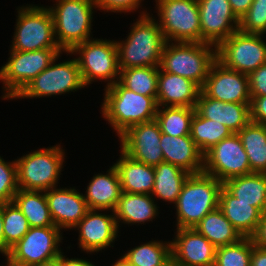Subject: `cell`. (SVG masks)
I'll list each match as a JSON object with an SVG mask.
<instances>
[{"label": "cell", "instance_id": "2", "mask_svg": "<svg viewBox=\"0 0 266 266\" xmlns=\"http://www.w3.org/2000/svg\"><path fill=\"white\" fill-rule=\"evenodd\" d=\"M131 27L125 41L116 42L120 70L159 67L166 40L158 21L146 12Z\"/></svg>", "mask_w": 266, "mask_h": 266}, {"label": "cell", "instance_id": "42", "mask_svg": "<svg viewBox=\"0 0 266 266\" xmlns=\"http://www.w3.org/2000/svg\"><path fill=\"white\" fill-rule=\"evenodd\" d=\"M142 0H94L96 8L111 12H130L136 10Z\"/></svg>", "mask_w": 266, "mask_h": 266}, {"label": "cell", "instance_id": "11", "mask_svg": "<svg viewBox=\"0 0 266 266\" xmlns=\"http://www.w3.org/2000/svg\"><path fill=\"white\" fill-rule=\"evenodd\" d=\"M56 226L30 227L5 255L6 266H32L58 257L62 235ZM59 244V245H58Z\"/></svg>", "mask_w": 266, "mask_h": 266}, {"label": "cell", "instance_id": "49", "mask_svg": "<svg viewBox=\"0 0 266 266\" xmlns=\"http://www.w3.org/2000/svg\"><path fill=\"white\" fill-rule=\"evenodd\" d=\"M32 266H59V256Z\"/></svg>", "mask_w": 266, "mask_h": 266}, {"label": "cell", "instance_id": "28", "mask_svg": "<svg viewBox=\"0 0 266 266\" xmlns=\"http://www.w3.org/2000/svg\"><path fill=\"white\" fill-rule=\"evenodd\" d=\"M155 199L149 194H132L122 192L116 209L114 210L117 225L123 223L135 224L152 221L158 215V209L154 204ZM120 219V220H119Z\"/></svg>", "mask_w": 266, "mask_h": 266}, {"label": "cell", "instance_id": "12", "mask_svg": "<svg viewBox=\"0 0 266 266\" xmlns=\"http://www.w3.org/2000/svg\"><path fill=\"white\" fill-rule=\"evenodd\" d=\"M263 37L237 30L217 46V60L229 69L248 75L266 63Z\"/></svg>", "mask_w": 266, "mask_h": 266}, {"label": "cell", "instance_id": "40", "mask_svg": "<svg viewBox=\"0 0 266 266\" xmlns=\"http://www.w3.org/2000/svg\"><path fill=\"white\" fill-rule=\"evenodd\" d=\"M18 189L16 161L5 162L0 156V204L13 202Z\"/></svg>", "mask_w": 266, "mask_h": 266}, {"label": "cell", "instance_id": "3", "mask_svg": "<svg viewBox=\"0 0 266 266\" xmlns=\"http://www.w3.org/2000/svg\"><path fill=\"white\" fill-rule=\"evenodd\" d=\"M223 183L204 172L190 174L175 203L177 228H194L209 212L219 207Z\"/></svg>", "mask_w": 266, "mask_h": 266}, {"label": "cell", "instance_id": "26", "mask_svg": "<svg viewBox=\"0 0 266 266\" xmlns=\"http://www.w3.org/2000/svg\"><path fill=\"white\" fill-rule=\"evenodd\" d=\"M219 208L243 237H251L255 233L263 214L249 203L239 201L224 187L220 190Z\"/></svg>", "mask_w": 266, "mask_h": 266}, {"label": "cell", "instance_id": "31", "mask_svg": "<svg viewBox=\"0 0 266 266\" xmlns=\"http://www.w3.org/2000/svg\"><path fill=\"white\" fill-rule=\"evenodd\" d=\"M44 193V194H43ZM18 189L13 202L28 220L30 227L55 226L50 215L45 191Z\"/></svg>", "mask_w": 266, "mask_h": 266}, {"label": "cell", "instance_id": "24", "mask_svg": "<svg viewBox=\"0 0 266 266\" xmlns=\"http://www.w3.org/2000/svg\"><path fill=\"white\" fill-rule=\"evenodd\" d=\"M107 174L93 176L87 186L84 199L90 210H114L122 194L121 182L114 165Z\"/></svg>", "mask_w": 266, "mask_h": 266}, {"label": "cell", "instance_id": "13", "mask_svg": "<svg viewBox=\"0 0 266 266\" xmlns=\"http://www.w3.org/2000/svg\"><path fill=\"white\" fill-rule=\"evenodd\" d=\"M59 56L60 54L45 70L29 82L15 99L49 97L84 88L77 59L55 64Z\"/></svg>", "mask_w": 266, "mask_h": 266}, {"label": "cell", "instance_id": "45", "mask_svg": "<svg viewBox=\"0 0 266 266\" xmlns=\"http://www.w3.org/2000/svg\"><path fill=\"white\" fill-rule=\"evenodd\" d=\"M232 9V12L240 20L243 15L249 10L253 3V0H228Z\"/></svg>", "mask_w": 266, "mask_h": 266}, {"label": "cell", "instance_id": "9", "mask_svg": "<svg viewBox=\"0 0 266 266\" xmlns=\"http://www.w3.org/2000/svg\"><path fill=\"white\" fill-rule=\"evenodd\" d=\"M67 53L80 55L76 59L85 86L97 79L110 81L106 87H110L118 81L120 69L116 41L90 39L77 44Z\"/></svg>", "mask_w": 266, "mask_h": 266}, {"label": "cell", "instance_id": "16", "mask_svg": "<svg viewBox=\"0 0 266 266\" xmlns=\"http://www.w3.org/2000/svg\"><path fill=\"white\" fill-rule=\"evenodd\" d=\"M197 3L201 43H209L217 47L238 30L239 19L232 12L228 0H197Z\"/></svg>", "mask_w": 266, "mask_h": 266}, {"label": "cell", "instance_id": "7", "mask_svg": "<svg viewBox=\"0 0 266 266\" xmlns=\"http://www.w3.org/2000/svg\"><path fill=\"white\" fill-rule=\"evenodd\" d=\"M18 10L11 50L31 52L61 49L56 41L53 18L47 7L30 5Z\"/></svg>", "mask_w": 266, "mask_h": 266}, {"label": "cell", "instance_id": "25", "mask_svg": "<svg viewBox=\"0 0 266 266\" xmlns=\"http://www.w3.org/2000/svg\"><path fill=\"white\" fill-rule=\"evenodd\" d=\"M120 156L114 167L119 175L122 192L150 195L154 186V166L133 160L122 150Z\"/></svg>", "mask_w": 266, "mask_h": 266}, {"label": "cell", "instance_id": "21", "mask_svg": "<svg viewBox=\"0 0 266 266\" xmlns=\"http://www.w3.org/2000/svg\"><path fill=\"white\" fill-rule=\"evenodd\" d=\"M195 111L203 118L225 125L232 133H238L250 121V103L222 102L207 97L200 91Z\"/></svg>", "mask_w": 266, "mask_h": 266}, {"label": "cell", "instance_id": "15", "mask_svg": "<svg viewBox=\"0 0 266 266\" xmlns=\"http://www.w3.org/2000/svg\"><path fill=\"white\" fill-rule=\"evenodd\" d=\"M161 128L156 120L131 126L119 138L121 150L133 160L150 166L164 162Z\"/></svg>", "mask_w": 266, "mask_h": 266}, {"label": "cell", "instance_id": "27", "mask_svg": "<svg viewBox=\"0 0 266 266\" xmlns=\"http://www.w3.org/2000/svg\"><path fill=\"white\" fill-rule=\"evenodd\" d=\"M223 187L239 201L249 203L262 213L266 211V173L234 177L225 181Z\"/></svg>", "mask_w": 266, "mask_h": 266}, {"label": "cell", "instance_id": "44", "mask_svg": "<svg viewBox=\"0 0 266 266\" xmlns=\"http://www.w3.org/2000/svg\"><path fill=\"white\" fill-rule=\"evenodd\" d=\"M251 239L257 247L266 249V211L262 214L261 220Z\"/></svg>", "mask_w": 266, "mask_h": 266}, {"label": "cell", "instance_id": "18", "mask_svg": "<svg viewBox=\"0 0 266 266\" xmlns=\"http://www.w3.org/2000/svg\"><path fill=\"white\" fill-rule=\"evenodd\" d=\"M171 255L177 266H214L216 247L195 228L177 229Z\"/></svg>", "mask_w": 266, "mask_h": 266}, {"label": "cell", "instance_id": "14", "mask_svg": "<svg viewBox=\"0 0 266 266\" xmlns=\"http://www.w3.org/2000/svg\"><path fill=\"white\" fill-rule=\"evenodd\" d=\"M203 172L222 183L252 173L246 151L237 133H232L204 154Z\"/></svg>", "mask_w": 266, "mask_h": 266}, {"label": "cell", "instance_id": "20", "mask_svg": "<svg viewBox=\"0 0 266 266\" xmlns=\"http://www.w3.org/2000/svg\"><path fill=\"white\" fill-rule=\"evenodd\" d=\"M53 223L59 229L76 226L89 210L84 199L75 188L56 189L45 191Z\"/></svg>", "mask_w": 266, "mask_h": 266}, {"label": "cell", "instance_id": "36", "mask_svg": "<svg viewBox=\"0 0 266 266\" xmlns=\"http://www.w3.org/2000/svg\"><path fill=\"white\" fill-rule=\"evenodd\" d=\"M159 67L120 70L118 82L128 90L145 96H157Z\"/></svg>", "mask_w": 266, "mask_h": 266}, {"label": "cell", "instance_id": "19", "mask_svg": "<svg viewBox=\"0 0 266 266\" xmlns=\"http://www.w3.org/2000/svg\"><path fill=\"white\" fill-rule=\"evenodd\" d=\"M113 215L98 213L97 210H88L81 221L74 226L79 231V247L83 251L98 252L112 246L118 235V225Z\"/></svg>", "mask_w": 266, "mask_h": 266}, {"label": "cell", "instance_id": "32", "mask_svg": "<svg viewBox=\"0 0 266 266\" xmlns=\"http://www.w3.org/2000/svg\"><path fill=\"white\" fill-rule=\"evenodd\" d=\"M237 134L246 151L251 172L266 173V125L250 121Z\"/></svg>", "mask_w": 266, "mask_h": 266}, {"label": "cell", "instance_id": "10", "mask_svg": "<svg viewBox=\"0 0 266 266\" xmlns=\"http://www.w3.org/2000/svg\"><path fill=\"white\" fill-rule=\"evenodd\" d=\"M62 49H41L31 52L10 50L8 62L0 69L5 84L3 99H14L39 73L62 53Z\"/></svg>", "mask_w": 266, "mask_h": 266}, {"label": "cell", "instance_id": "6", "mask_svg": "<svg viewBox=\"0 0 266 266\" xmlns=\"http://www.w3.org/2000/svg\"><path fill=\"white\" fill-rule=\"evenodd\" d=\"M60 145L33 151L15 160L19 189L47 191L56 187L65 159Z\"/></svg>", "mask_w": 266, "mask_h": 266}, {"label": "cell", "instance_id": "43", "mask_svg": "<svg viewBox=\"0 0 266 266\" xmlns=\"http://www.w3.org/2000/svg\"><path fill=\"white\" fill-rule=\"evenodd\" d=\"M250 119L254 123L266 125V96L251 97Z\"/></svg>", "mask_w": 266, "mask_h": 266}, {"label": "cell", "instance_id": "30", "mask_svg": "<svg viewBox=\"0 0 266 266\" xmlns=\"http://www.w3.org/2000/svg\"><path fill=\"white\" fill-rule=\"evenodd\" d=\"M155 177L151 196H156L170 203H176L182 187L190 175L179 166L170 163H160L154 166Z\"/></svg>", "mask_w": 266, "mask_h": 266}, {"label": "cell", "instance_id": "23", "mask_svg": "<svg viewBox=\"0 0 266 266\" xmlns=\"http://www.w3.org/2000/svg\"><path fill=\"white\" fill-rule=\"evenodd\" d=\"M160 142L165 163L179 166L190 174L203 172L204 154L190 135L176 137L162 133Z\"/></svg>", "mask_w": 266, "mask_h": 266}, {"label": "cell", "instance_id": "5", "mask_svg": "<svg viewBox=\"0 0 266 266\" xmlns=\"http://www.w3.org/2000/svg\"><path fill=\"white\" fill-rule=\"evenodd\" d=\"M49 7L55 38L59 47L71 51L77 44L90 40L94 0H57Z\"/></svg>", "mask_w": 266, "mask_h": 266}, {"label": "cell", "instance_id": "39", "mask_svg": "<svg viewBox=\"0 0 266 266\" xmlns=\"http://www.w3.org/2000/svg\"><path fill=\"white\" fill-rule=\"evenodd\" d=\"M238 30L248 34L266 33V0H253L249 10L239 20Z\"/></svg>", "mask_w": 266, "mask_h": 266}, {"label": "cell", "instance_id": "47", "mask_svg": "<svg viewBox=\"0 0 266 266\" xmlns=\"http://www.w3.org/2000/svg\"><path fill=\"white\" fill-rule=\"evenodd\" d=\"M59 266H95V265L90 263V261L88 262L83 259L65 258V256L61 252L59 254Z\"/></svg>", "mask_w": 266, "mask_h": 266}, {"label": "cell", "instance_id": "35", "mask_svg": "<svg viewBox=\"0 0 266 266\" xmlns=\"http://www.w3.org/2000/svg\"><path fill=\"white\" fill-rule=\"evenodd\" d=\"M130 266H163L171 258V242L150 241L122 256Z\"/></svg>", "mask_w": 266, "mask_h": 266}, {"label": "cell", "instance_id": "50", "mask_svg": "<svg viewBox=\"0 0 266 266\" xmlns=\"http://www.w3.org/2000/svg\"><path fill=\"white\" fill-rule=\"evenodd\" d=\"M112 266H130L122 257L121 259L117 260Z\"/></svg>", "mask_w": 266, "mask_h": 266}, {"label": "cell", "instance_id": "51", "mask_svg": "<svg viewBox=\"0 0 266 266\" xmlns=\"http://www.w3.org/2000/svg\"><path fill=\"white\" fill-rule=\"evenodd\" d=\"M163 266H177L174 262V260L171 258L165 265Z\"/></svg>", "mask_w": 266, "mask_h": 266}, {"label": "cell", "instance_id": "34", "mask_svg": "<svg viewBox=\"0 0 266 266\" xmlns=\"http://www.w3.org/2000/svg\"><path fill=\"white\" fill-rule=\"evenodd\" d=\"M195 113V108L158 106L156 121L159 123L161 132L170 136L190 135L191 121Z\"/></svg>", "mask_w": 266, "mask_h": 266}, {"label": "cell", "instance_id": "37", "mask_svg": "<svg viewBox=\"0 0 266 266\" xmlns=\"http://www.w3.org/2000/svg\"><path fill=\"white\" fill-rule=\"evenodd\" d=\"M29 229L28 220L14 202L3 204L4 256Z\"/></svg>", "mask_w": 266, "mask_h": 266}, {"label": "cell", "instance_id": "1", "mask_svg": "<svg viewBox=\"0 0 266 266\" xmlns=\"http://www.w3.org/2000/svg\"><path fill=\"white\" fill-rule=\"evenodd\" d=\"M102 103L103 118L111 124L118 137L131 126L156 119L157 96H145L123 87L118 81L106 87Z\"/></svg>", "mask_w": 266, "mask_h": 266}, {"label": "cell", "instance_id": "17", "mask_svg": "<svg viewBox=\"0 0 266 266\" xmlns=\"http://www.w3.org/2000/svg\"><path fill=\"white\" fill-rule=\"evenodd\" d=\"M201 91L222 102H251L248 75L229 69L218 60L211 66Z\"/></svg>", "mask_w": 266, "mask_h": 266}, {"label": "cell", "instance_id": "8", "mask_svg": "<svg viewBox=\"0 0 266 266\" xmlns=\"http://www.w3.org/2000/svg\"><path fill=\"white\" fill-rule=\"evenodd\" d=\"M159 27L166 42L201 43L197 0H156Z\"/></svg>", "mask_w": 266, "mask_h": 266}, {"label": "cell", "instance_id": "48", "mask_svg": "<svg viewBox=\"0 0 266 266\" xmlns=\"http://www.w3.org/2000/svg\"><path fill=\"white\" fill-rule=\"evenodd\" d=\"M0 252L4 254L3 204H0Z\"/></svg>", "mask_w": 266, "mask_h": 266}, {"label": "cell", "instance_id": "29", "mask_svg": "<svg viewBox=\"0 0 266 266\" xmlns=\"http://www.w3.org/2000/svg\"><path fill=\"white\" fill-rule=\"evenodd\" d=\"M194 228L216 248L235 244L244 238L219 207L206 214Z\"/></svg>", "mask_w": 266, "mask_h": 266}, {"label": "cell", "instance_id": "22", "mask_svg": "<svg viewBox=\"0 0 266 266\" xmlns=\"http://www.w3.org/2000/svg\"><path fill=\"white\" fill-rule=\"evenodd\" d=\"M201 88L193 81L159 68L157 104L195 108Z\"/></svg>", "mask_w": 266, "mask_h": 266}, {"label": "cell", "instance_id": "41", "mask_svg": "<svg viewBox=\"0 0 266 266\" xmlns=\"http://www.w3.org/2000/svg\"><path fill=\"white\" fill-rule=\"evenodd\" d=\"M250 97L266 96V63L248 74Z\"/></svg>", "mask_w": 266, "mask_h": 266}, {"label": "cell", "instance_id": "38", "mask_svg": "<svg viewBox=\"0 0 266 266\" xmlns=\"http://www.w3.org/2000/svg\"><path fill=\"white\" fill-rule=\"evenodd\" d=\"M253 246L251 237H244L235 244L217 247L214 266H250Z\"/></svg>", "mask_w": 266, "mask_h": 266}, {"label": "cell", "instance_id": "33", "mask_svg": "<svg viewBox=\"0 0 266 266\" xmlns=\"http://www.w3.org/2000/svg\"><path fill=\"white\" fill-rule=\"evenodd\" d=\"M231 134L222 123L203 118L195 111L190 136L203 154Z\"/></svg>", "mask_w": 266, "mask_h": 266}, {"label": "cell", "instance_id": "46", "mask_svg": "<svg viewBox=\"0 0 266 266\" xmlns=\"http://www.w3.org/2000/svg\"><path fill=\"white\" fill-rule=\"evenodd\" d=\"M250 266H266V249L253 246Z\"/></svg>", "mask_w": 266, "mask_h": 266}, {"label": "cell", "instance_id": "4", "mask_svg": "<svg viewBox=\"0 0 266 266\" xmlns=\"http://www.w3.org/2000/svg\"><path fill=\"white\" fill-rule=\"evenodd\" d=\"M216 60L217 47L213 44L166 42L159 68L187 78L202 88Z\"/></svg>", "mask_w": 266, "mask_h": 266}]
</instances>
